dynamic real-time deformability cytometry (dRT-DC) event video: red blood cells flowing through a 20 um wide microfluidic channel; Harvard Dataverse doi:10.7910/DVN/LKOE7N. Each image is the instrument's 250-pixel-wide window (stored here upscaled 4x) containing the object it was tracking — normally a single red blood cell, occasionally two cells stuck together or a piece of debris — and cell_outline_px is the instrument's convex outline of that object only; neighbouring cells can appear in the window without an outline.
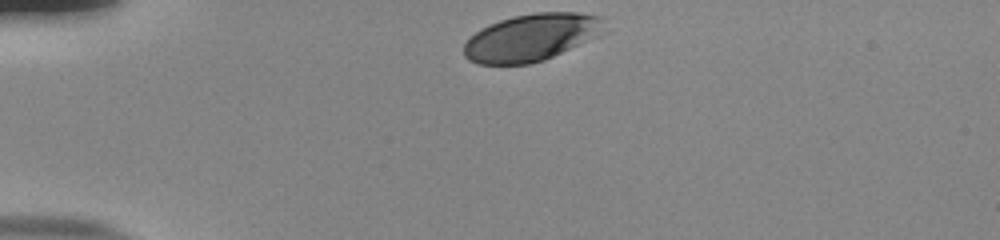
{"species": "human", "species_latin": "Homo sapiens", "temperature_condition": "room temperature", "stored_images_in_passage": 33, "camera_frame_rate_fps": 3000, "um_per_image_px": 0.085, "donor": {"sex": "male"}, "frame": {"image": 1, "passage_image": 1, "time_ms": 0.0, "image_size_px": [1000, 240], "cell_outline_px": [[608, 32], [544, 60], [528, 64], [480, 64], [468, 60], [464, 56], [464, 44], [480, 28], [500, 20], [512, 16], [536, 12], [580, 12], [604, 16]], "centroid_in_image_um": [45.25, 3.16], "position_along_channel_um": 39.7, "area_um2": 39.13}}
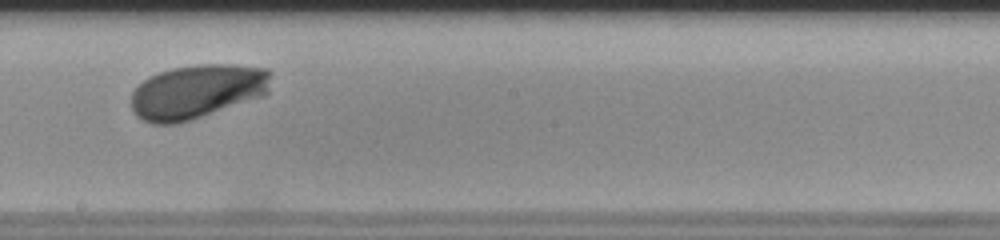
{"frame": {"image": 2, "passage_image": 20, "time_ms": 6.333, "image_size_px": [1000, 240], "cell_outline_px": [[272, 72], [268, 92], [264, 96], [192, 120], [176, 124], [152, 124], [136, 116], [132, 108], [132, 92], [148, 76], [172, 68], [196, 64], [232, 64], [268, 68]], "centroid_in_image_um": [16.79, 7.78], "position_along_channel_um": 231.4, "area_um2": 44.51}}
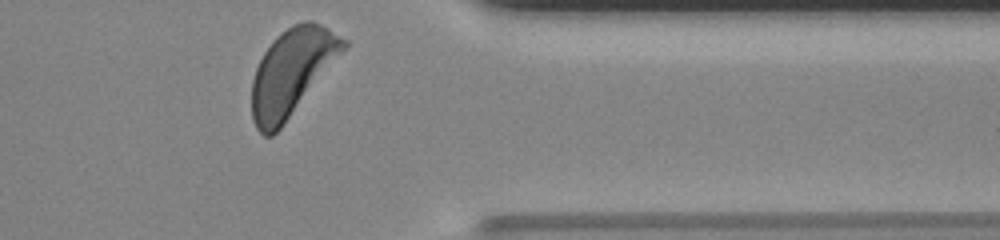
{"frame": {"image": 3, "passage_image": 33, "time_ms": 10.667, "image_size_px": [1000, 240], "cell_outline_px": [[348, 48], [280, 128], [272, 136], [264, 136], [256, 128], [252, 120], [252, 80], [256, 68], [264, 52], [272, 40], [280, 32], [292, 24], [304, 20], [312, 20], [328, 28], [348, 40]], "centroid_in_image_um": [24.83, 6.1], "position_along_channel_um": 386.6, "area_um2": 46.41}, "authors_computed_cell_mechanics": {"area_um2": 42.1362, "velocity_mm_per_s": 3.7696, "shape_relaxation_time_tau1_ms": 2.7727, "shape_relaxation_time_tau2_ms": null, "deformation_change_tau1": 0.1399, "deformation_change_tau2": null}}